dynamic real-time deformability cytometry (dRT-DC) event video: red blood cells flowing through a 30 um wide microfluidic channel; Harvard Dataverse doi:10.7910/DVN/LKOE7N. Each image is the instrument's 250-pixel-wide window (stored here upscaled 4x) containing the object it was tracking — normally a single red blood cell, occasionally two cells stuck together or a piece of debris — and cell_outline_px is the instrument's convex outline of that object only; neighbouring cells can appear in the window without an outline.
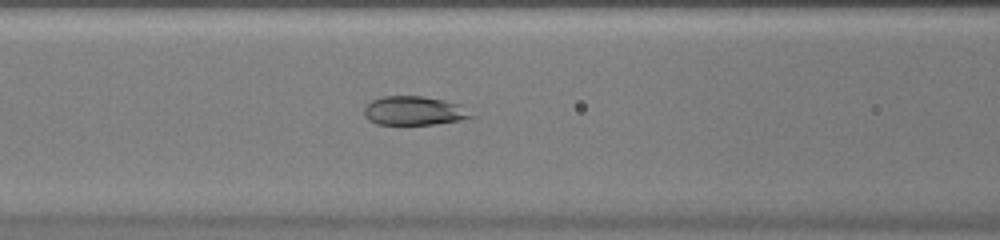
{"species": "common noctule bat (a hibernating species)", "species_latin": "Nyctalus noctula", "temperature_condition": "warm", "stored_images_in_passage": 37, "camera_frame_rate_fps": 3000, "um_per_image_px": 0.085, "animal": {"sex": "female", "body_mass_g": 20.0, "forearm_length_mm": 54.0}, "frame": {"image": 1, "passage_image": 10, "time_ms": 3.0, "image_size_px": [1000, 240], "cell_outline_px": [[476, 116], [460, 120], [432, 124], [376, 124], [368, 120], [364, 116], [364, 108], [372, 100], [384, 96], [424, 96], [444, 100], [460, 104]], "centroid_in_image_um": [35.2, 9.41], "position_along_channel_um": 131.4, "area_um2": 18.03}}
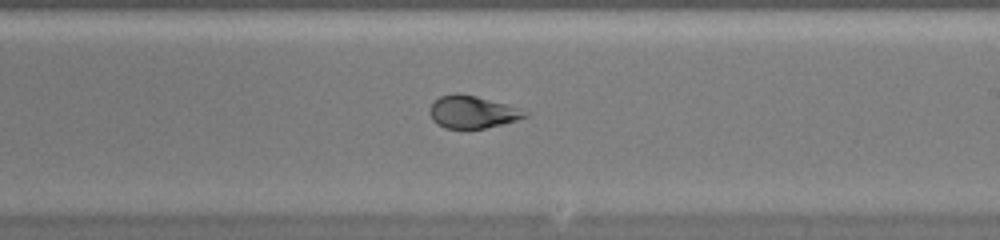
{"frame": {"image": 2, "passage_image": 18, "time_ms": 5.667, "image_size_px": [1000, 240], "cell_outline_px": [[528, 116], [516, 120], [484, 128], [444, 128], [432, 120], [428, 112], [432, 104], [440, 96], [456, 92], [476, 96], [504, 104], [528, 112]], "centroid_in_image_um": [40.09, 9.51], "position_along_channel_um": 248.9, "area_um2": 17.69}}
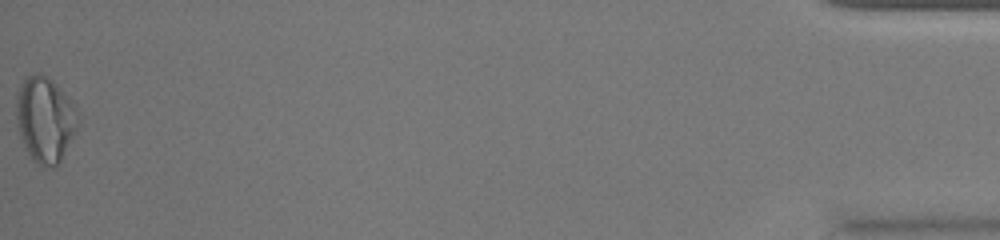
{"frame": {"image": 3, "passage_image": 37, "time_ms": 12.0, "image_size_px": [1000, 240], "cell_outline_px": [[80, 120], [76, 132], [60, 160], [52, 168], [44, 168], [32, 160], [20, 136], [16, 120], [16, 92], [24, 76], [36, 72], [40, 72], [52, 80], [76, 104], [80, 116]], "centroid_in_image_um": [3.84, 10.11], "position_along_channel_um": 431.4, "area_um2": 31.39}}